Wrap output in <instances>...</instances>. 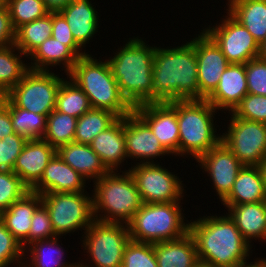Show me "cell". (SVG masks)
Returning <instances> with one entry per match:
<instances>
[{
    "mask_svg": "<svg viewBox=\"0 0 266 267\" xmlns=\"http://www.w3.org/2000/svg\"><path fill=\"white\" fill-rule=\"evenodd\" d=\"M154 102L199 100L198 66L193 39L181 46H156L153 59Z\"/></svg>",
    "mask_w": 266,
    "mask_h": 267,
    "instance_id": "6da1fadb",
    "label": "cell"
},
{
    "mask_svg": "<svg viewBox=\"0 0 266 267\" xmlns=\"http://www.w3.org/2000/svg\"><path fill=\"white\" fill-rule=\"evenodd\" d=\"M189 223L200 262L215 267H240L248 263L252 245L243 238L228 213L203 216Z\"/></svg>",
    "mask_w": 266,
    "mask_h": 267,
    "instance_id": "7a4b0ae2",
    "label": "cell"
},
{
    "mask_svg": "<svg viewBox=\"0 0 266 267\" xmlns=\"http://www.w3.org/2000/svg\"><path fill=\"white\" fill-rule=\"evenodd\" d=\"M129 40L107 61L121 94L134 108L154 102L152 69L156 47L139 37Z\"/></svg>",
    "mask_w": 266,
    "mask_h": 267,
    "instance_id": "3957f363",
    "label": "cell"
},
{
    "mask_svg": "<svg viewBox=\"0 0 266 267\" xmlns=\"http://www.w3.org/2000/svg\"><path fill=\"white\" fill-rule=\"evenodd\" d=\"M92 57H79L66 75L87 95L92 108L110 111L118 118L127 116L134 108L121 94L108 61Z\"/></svg>",
    "mask_w": 266,
    "mask_h": 267,
    "instance_id": "277c9868",
    "label": "cell"
},
{
    "mask_svg": "<svg viewBox=\"0 0 266 267\" xmlns=\"http://www.w3.org/2000/svg\"><path fill=\"white\" fill-rule=\"evenodd\" d=\"M117 172H108L93 181L94 220L128 225L143 201L129 171H120L121 175Z\"/></svg>",
    "mask_w": 266,
    "mask_h": 267,
    "instance_id": "5b68a950",
    "label": "cell"
},
{
    "mask_svg": "<svg viewBox=\"0 0 266 267\" xmlns=\"http://www.w3.org/2000/svg\"><path fill=\"white\" fill-rule=\"evenodd\" d=\"M215 109L206 99L178 100L179 155H191L197 161L202 155L221 142L216 134ZM216 113V114H215Z\"/></svg>",
    "mask_w": 266,
    "mask_h": 267,
    "instance_id": "8992f818",
    "label": "cell"
},
{
    "mask_svg": "<svg viewBox=\"0 0 266 267\" xmlns=\"http://www.w3.org/2000/svg\"><path fill=\"white\" fill-rule=\"evenodd\" d=\"M180 203H143L128 224L130 239L154 244L186 235L190 223L184 222Z\"/></svg>",
    "mask_w": 266,
    "mask_h": 267,
    "instance_id": "52a82bcc",
    "label": "cell"
},
{
    "mask_svg": "<svg viewBox=\"0 0 266 267\" xmlns=\"http://www.w3.org/2000/svg\"><path fill=\"white\" fill-rule=\"evenodd\" d=\"M82 239V247L94 265L78 262L79 267H121L124 249L131 240L128 225L97 220L84 231Z\"/></svg>",
    "mask_w": 266,
    "mask_h": 267,
    "instance_id": "ba28073f",
    "label": "cell"
},
{
    "mask_svg": "<svg viewBox=\"0 0 266 267\" xmlns=\"http://www.w3.org/2000/svg\"><path fill=\"white\" fill-rule=\"evenodd\" d=\"M41 197L57 236L86 231L94 221L92 196L87 195V191L44 193Z\"/></svg>",
    "mask_w": 266,
    "mask_h": 267,
    "instance_id": "9c48e42d",
    "label": "cell"
},
{
    "mask_svg": "<svg viewBox=\"0 0 266 267\" xmlns=\"http://www.w3.org/2000/svg\"><path fill=\"white\" fill-rule=\"evenodd\" d=\"M62 80L52 71L29 69L5 96L18 108L49 115L55 110Z\"/></svg>",
    "mask_w": 266,
    "mask_h": 267,
    "instance_id": "30bf717a",
    "label": "cell"
},
{
    "mask_svg": "<svg viewBox=\"0 0 266 267\" xmlns=\"http://www.w3.org/2000/svg\"><path fill=\"white\" fill-rule=\"evenodd\" d=\"M229 114L230 124L221 142L243 166H258L266 158V125Z\"/></svg>",
    "mask_w": 266,
    "mask_h": 267,
    "instance_id": "8fae6325",
    "label": "cell"
},
{
    "mask_svg": "<svg viewBox=\"0 0 266 267\" xmlns=\"http://www.w3.org/2000/svg\"><path fill=\"white\" fill-rule=\"evenodd\" d=\"M128 171L143 203L180 202L184 197L183 181L159 163H136Z\"/></svg>",
    "mask_w": 266,
    "mask_h": 267,
    "instance_id": "7c38bea8",
    "label": "cell"
},
{
    "mask_svg": "<svg viewBox=\"0 0 266 267\" xmlns=\"http://www.w3.org/2000/svg\"><path fill=\"white\" fill-rule=\"evenodd\" d=\"M221 24L204 31L219 46L229 63L246 64L259 56L260 45L251 33L228 11Z\"/></svg>",
    "mask_w": 266,
    "mask_h": 267,
    "instance_id": "4fadbf2b",
    "label": "cell"
},
{
    "mask_svg": "<svg viewBox=\"0 0 266 267\" xmlns=\"http://www.w3.org/2000/svg\"><path fill=\"white\" fill-rule=\"evenodd\" d=\"M193 38L198 66L199 100L206 99L217 87L222 73L230 64L219 46L204 31Z\"/></svg>",
    "mask_w": 266,
    "mask_h": 267,
    "instance_id": "5bb4252c",
    "label": "cell"
},
{
    "mask_svg": "<svg viewBox=\"0 0 266 267\" xmlns=\"http://www.w3.org/2000/svg\"><path fill=\"white\" fill-rule=\"evenodd\" d=\"M134 111L149 125L170 155L179 156L177 101L146 103L134 107Z\"/></svg>",
    "mask_w": 266,
    "mask_h": 267,
    "instance_id": "9a60e30c",
    "label": "cell"
},
{
    "mask_svg": "<svg viewBox=\"0 0 266 267\" xmlns=\"http://www.w3.org/2000/svg\"><path fill=\"white\" fill-rule=\"evenodd\" d=\"M124 136L127 156L139 159L137 164L154 163L153 159L170 154L134 110L124 117Z\"/></svg>",
    "mask_w": 266,
    "mask_h": 267,
    "instance_id": "2e32d148",
    "label": "cell"
},
{
    "mask_svg": "<svg viewBox=\"0 0 266 267\" xmlns=\"http://www.w3.org/2000/svg\"><path fill=\"white\" fill-rule=\"evenodd\" d=\"M197 162L211 177L214 190L222 201L230 193L243 165L223 142L211 148Z\"/></svg>",
    "mask_w": 266,
    "mask_h": 267,
    "instance_id": "e0dca14e",
    "label": "cell"
},
{
    "mask_svg": "<svg viewBox=\"0 0 266 267\" xmlns=\"http://www.w3.org/2000/svg\"><path fill=\"white\" fill-rule=\"evenodd\" d=\"M87 179L56 153L49 161L40 180L30 189L42 195L44 193L85 192Z\"/></svg>",
    "mask_w": 266,
    "mask_h": 267,
    "instance_id": "ac0fdd59",
    "label": "cell"
},
{
    "mask_svg": "<svg viewBox=\"0 0 266 267\" xmlns=\"http://www.w3.org/2000/svg\"><path fill=\"white\" fill-rule=\"evenodd\" d=\"M56 149L43 139H30L17 157L13 172L31 189L41 178Z\"/></svg>",
    "mask_w": 266,
    "mask_h": 267,
    "instance_id": "d6986e66",
    "label": "cell"
},
{
    "mask_svg": "<svg viewBox=\"0 0 266 267\" xmlns=\"http://www.w3.org/2000/svg\"><path fill=\"white\" fill-rule=\"evenodd\" d=\"M248 94L245 64L230 63L206 100L218 111L232 112Z\"/></svg>",
    "mask_w": 266,
    "mask_h": 267,
    "instance_id": "ffe728a7",
    "label": "cell"
},
{
    "mask_svg": "<svg viewBox=\"0 0 266 267\" xmlns=\"http://www.w3.org/2000/svg\"><path fill=\"white\" fill-rule=\"evenodd\" d=\"M41 204V195L29 190L4 210L3 224L21 243L24 250L29 245V231L33 214Z\"/></svg>",
    "mask_w": 266,
    "mask_h": 267,
    "instance_id": "44dd1931",
    "label": "cell"
},
{
    "mask_svg": "<svg viewBox=\"0 0 266 267\" xmlns=\"http://www.w3.org/2000/svg\"><path fill=\"white\" fill-rule=\"evenodd\" d=\"M89 145L109 172L117 171L118 166H122V162L128 159L124 117L118 118L110 127L100 132Z\"/></svg>",
    "mask_w": 266,
    "mask_h": 267,
    "instance_id": "7402d4cb",
    "label": "cell"
},
{
    "mask_svg": "<svg viewBox=\"0 0 266 267\" xmlns=\"http://www.w3.org/2000/svg\"><path fill=\"white\" fill-rule=\"evenodd\" d=\"M89 0H72L59 11L65 18L76 43L83 49L99 28L98 12Z\"/></svg>",
    "mask_w": 266,
    "mask_h": 267,
    "instance_id": "603a6c76",
    "label": "cell"
},
{
    "mask_svg": "<svg viewBox=\"0 0 266 267\" xmlns=\"http://www.w3.org/2000/svg\"><path fill=\"white\" fill-rule=\"evenodd\" d=\"M243 238L266 242V201L239 205H225Z\"/></svg>",
    "mask_w": 266,
    "mask_h": 267,
    "instance_id": "cb8c5ba5",
    "label": "cell"
},
{
    "mask_svg": "<svg viewBox=\"0 0 266 267\" xmlns=\"http://www.w3.org/2000/svg\"><path fill=\"white\" fill-rule=\"evenodd\" d=\"M154 253L158 267H194L199 262L190 232L178 239L154 243Z\"/></svg>",
    "mask_w": 266,
    "mask_h": 267,
    "instance_id": "d4e9b609",
    "label": "cell"
},
{
    "mask_svg": "<svg viewBox=\"0 0 266 267\" xmlns=\"http://www.w3.org/2000/svg\"><path fill=\"white\" fill-rule=\"evenodd\" d=\"M56 153L87 180L95 181L109 172L90 145L71 142L60 146Z\"/></svg>",
    "mask_w": 266,
    "mask_h": 267,
    "instance_id": "484cf974",
    "label": "cell"
},
{
    "mask_svg": "<svg viewBox=\"0 0 266 267\" xmlns=\"http://www.w3.org/2000/svg\"><path fill=\"white\" fill-rule=\"evenodd\" d=\"M266 201V189L258 166H243L223 205H239Z\"/></svg>",
    "mask_w": 266,
    "mask_h": 267,
    "instance_id": "4316f807",
    "label": "cell"
},
{
    "mask_svg": "<svg viewBox=\"0 0 266 267\" xmlns=\"http://www.w3.org/2000/svg\"><path fill=\"white\" fill-rule=\"evenodd\" d=\"M228 12L251 33L259 45L266 40V0H227Z\"/></svg>",
    "mask_w": 266,
    "mask_h": 267,
    "instance_id": "83f0119b",
    "label": "cell"
},
{
    "mask_svg": "<svg viewBox=\"0 0 266 267\" xmlns=\"http://www.w3.org/2000/svg\"><path fill=\"white\" fill-rule=\"evenodd\" d=\"M29 69L49 71V67L63 65L62 70L68 74L79 58L64 42L52 36L39 45L30 55Z\"/></svg>",
    "mask_w": 266,
    "mask_h": 267,
    "instance_id": "f1b7e54d",
    "label": "cell"
},
{
    "mask_svg": "<svg viewBox=\"0 0 266 267\" xmlns=\"http://www.w3.org/2000/svg\"><path fill=\"white\" fill-rule=\"evenodd\" d=\"M59 238L60 236L58 238L38 240L28 245L27 248H29L24 252H30L28 260L30 263L27 262L28 257L24 258V261L26 259L24 267H79V263L64 262L66 261L64 250L59 244Z\"/></svg>",
    "mask_w": 266,
    "mask_h": 267,
    "instance_id": "f546056e",
    "label": "cell"
},
{
    "mask_svg": "<svg viewBox=\"0 0 266 267\" xmlns=\"http://www.w3.org/2000/svg\"><path fill=\"white\" fill-rule=\"evenodd\" d=\"M21 57L27 56L15 45L0 48V90L4 95L21 81L29 70V65H26Z\"/></svg>",
    "mask_w": 266,
    "mask_h": 267,
    "instance_id": "4dcf8cb0",
    "label": "cell"
},
{
    "mask_svg": "<svg viewBox=\"0 0 266 267\" xmlns=\"http://www.w3.org/2000/svg\"><path fill=\"white\" fill-rule=\"evenodd\" d=\"M52 34V12L16 30L14 45L27 57Z\"/></svg>",
    "mask_w": 266,
    "mask_h": 267,
    "instance_id": "1f68e13d",
    "label": "cell"
},
{
    "mask_svg": "<svg viewBox=\"0 0 266 267\" xmlns=\"http://www.w3.org/2000/svg\"><path fill=\"white\" fill-rule=\"evenodd\" d=\"M118 117L110 111L91 108L77 120L74 142L89 145L102 131L110 127Z\"/></svg>",
    "mask_w": 266,
    "mask_h": 267,
    "instance_id": "d6a6232c",
    "label": "cell"
},
{
    "mask_svg": "<svg viewBox=\"0 0 266 267\" xmlns=\"http://www.w3.org/2000/svg\"><path fill=\"white\" fill-rule=\"evenodd\" d=\"M87 95L70 78L63 79L59 87L55 110L66 113L75 118H80L91 109Z\"/></svg>",
    "mask_w": 266,
    "mask_h": 267,
    "instance_id": "836d02e7",
    "label": "cell"
},
{
    "mask_svg": "<svg viewBox=\"0 0 266 267\" xmlns=\"http://www.w3.org/2000/svg\"><path fill=\"white\" fill-rule=\"evenodd\" d=\"M78 118L53 110L47 117V127L43 140L56 150L65 144L74 142Z\"/></svg>",
    "mask_w": 266,
    "mask_h": 267,
    "instance_id": "e575fe53",
    "label": "cell"
},
{
    "mask_svg": "<svg viewBox=\"0 0 266 267\" xmlns=\"http://www.w3.org/2000/svg\"><path fill=\"white\" fill-rule=\"evenodd\" d=\"M4 98L10 103V118L14 131L28 140L42 139L46 131L48 115L18 108L6 96Z\"/></svg>",
    "mask_w": 266,
    "mask_h": 267,
    "instance_id": "d590c367",
    "label": "cell"
},
{
    "mask_svg": "<svg viewBox=\"0 0 266 267\" xmlns=\"http://www.w3.org/2000/svg\"><path fill=\"white\" fill-rule=\"evenodd\" d=\"M3 3L9 10L15 30L50 13L43 0H4Z\"/></svg>",
    "mask_w": 266,
    "mask_h": 267,
    "instance_id": "8d00e7d4",
    "label": "cell"
},
{
    "mask_svg": "<svg viewBox=\"0 0 266 267\" xmlns=\"http://www.w3.org/2000/svg\"><path fill=\"white\" fill-rule=\"evenodd\" d=\"M121 267H158L154 244L130 240L124 249Z\"/></svg>",
    "mask_w": 266,
    "mask_h": 267,
    "instance_id": "74e56055",
    "label": "cell"
},
{
    "mask_svg": "<svg viewBox=\"0 0 266 267\" xmlns=\"http://www.w3.org/2000/svg\"><path fill=\"white\" fill-rule=\"evenodd\" d=\"M30 189L13 171H0V208L6 210Z\"/></svg>",
    "mask_w": 266,
    "mask_h": 267,
    "instance_id": "f35d334b",
    "label": "cell"
},
{
    "mask_svg": "<svg viewBox=\"0 0 266 267\" xmlns=\"http://www.w3.org/2000/svg\"><path fill=\"white\" fill-rule=\"evenodd\" d=\"M231 113L237 118L266 124V96L247 94Z\"/></svg>",
    "mask_w": 266,
    "mask_h": 267,
    "instance_id": "ab89813d",
    "label": "cell"
},
{
    "mask_svg": "<svg viewBox=\"0 0 266 267\" xmlns=\"http://www.w3.org/2000/svg\"><path fill=\"white\" fill-rule=\"evenodd\" d=\"M24 251L25 250L22 248L21 243L2 223L0 225V265L20 263L21 266L20 264L17 266L24 267L23 259L26 256Z\"/></svg>",
    "mask_w": 266,
    "mask_h": 267,
    "instance_id": "60d3db41",
    "label": "cell"
},
{
    "mask_svg": "<svg viewBox=\"0 0 266 267\" xmlns=\"http://www.w3.org/2000/svg\"><path fill=\"white\" fill-rule=\"evenodd\" d=\"M28 139L13 133L0 140V171H12Z\"/></svg>",
    "mask_w": 266,
    "mask_h": 267,
    "instance_id": "b9f144b4",
    "label": "cell"
},
{
    "mask_svg": "<svg viewBox=\"0 0 266 267\" xmlns=\"http://www.w3.org/2000/svg\"><path fill=\"white\" fill-rule=\"evenodd\" d=\"M248 94L266 96V61L259 57L245 64Z\"/></svg>",
    "mask_w": 266,
    "mask_h": 267,
    "instance_id": "7bdbcfd3",
    "label": "cell"
},
{
    "mask_svg": "<svg viewBox=\"0 0 266 267\" xmlns=\"http://www.w3.org/2000/svg\"><path fill=\"white\" fill-rule=\"evenodd\" d=\"M58 237L53 230L51 218L46 207L41 204L33 214L29 231V245L38 240Z\"/></svg>",
    "mask_w": 266,
    "mask_h": 267,
    "instance_id": "ee69618b",
    "label": "cell"
},
{
    "mask_svg": "<svg viewBox=\"0 0 266 267\" xmlns=\"http://www.w3.org/2000/svg\"><path fill=\"white\" fill-rule=\"evenodd\" d=\"M51 36L60 42H64L78 57L88 53L80 52L82 48L76 43L65 18L59 12H52V34Z\"/></svg>",
    "mask_w": 266,
    "mask_h": 267,
    "instance_id": "f6af8a7d",
    "label": "cell"
},
{
    "mask_svg": "<svg viewBox=\"0 0 266 267\" xmlns=\"http://www.w3.org/2000/svg\"><path fill=\"white\" fill-rule=\"evenodd\" d=\"M16 30L13 27L9 10L2 2L0 4V48L14 45Z\"/></svg>",
    "mask_w": 266,
    "mask_h": 267,
    "instance_id": "bcb514c9",
    "label": "cell"
},
{
    "mask_svg": "<svg viewBox=\"0 0 266 267\" xmlns=\"http://www.w3.org/2000/svg\"><path fill=\"white\" fill-rule=\"evenodd\" d=\"M15 133L10 118V103L4 98L0 104V140Z\"/></svg>",
    "mask_w": 266,
    "mask_h": 267,
    "instance_id": "7dc6e473",
    "label": "cell"
},
{
    "mask_svg": "<svg viewBox=\"0 0 266 267\" xmlns=\"http://www.w3.org/2000/svg\"><path fill=\"white\" fill-rule=\"evenodd\" d=\"M72 0H43L46 8L50 12H59L61 9L65 8L68 3Z\"/></svg>",
    "mask_w": 266,
    "mask_h": 267,
    "instance_id": "c3c4849f",
    "label": "cell"
},
{
    "mask_svg": "<svg viewBox=\"0 0 266 267\" xmlns=\"http://www.w3.org/2000/svg\"><path fill=\"white\" fill-rule=\"evenodd\" d=\"M258 260V261H257ZM256 261H252L250 263H246L245 265H242L240 267H266V259L265 257L263 259H258Z\"/></svg>",
    "mask_w": 266,
    "mask_h": 267,
    "instance_id": "681fc988",
    "label": "cell"
},
{
    "mask_svg": "<svg viewBox=\"0 0 266 267\" xmlns=\"http://www.w3.org/2000/svg\"><path fill=\"white\" fill-rule=\"evenodd\" d=\"M258 168L260 170L261 176H262V180L264 182V186L266 189V158L263 159L259 164H258Z\"/></svg>",
    "mask_w": 266,
    "mask_h": 267,
    "instance_id": "f907efd6",
    "label": "cell"
},
{
    "mask_svg": "<svg viewBox=\"0 0 266 267\" xmlns=\"http://www.w3.org/2000/svg\"><path fill=\"white\" fill-rule=\"evenodd\" d=\"M258 57L266 61V40L260 45V51Z\"/></svg>",
    "mask_w": 266,
    "mask_h": 267,
    "instance_id": "816d5d0a",
    "label": "cell"
},
{
    "mask_svg": "<svg viewBox=\"0 0 266 267\" xmlns=\"http://www.w3.org/2000/svg\"><path fill=\"white\" fill-rule=\"evenodd\" d=\"M194 267H215L213 265H209V264H205V263H202V262H198Z\"/></svg>",
    "mask_w": 266,
    "mask_h": 267,
    "instance_id": "f5cc1de1",
    "label": "cell"
},
{
    "mask_svg": "<svg viewBox=\"0 0 266 267\" xmlns=\"http://www.w3.org/2000/svg\"><path fill=\"white\" fill-rule=\"evenodd\" d=\"M3 213H4V210L0 208V225L3 223Z\"/></svg>",
    "mask_w": 266,
    "mask_h": 267,
    "instance_id": "db71d44e",
    "label": "cell"
},
{
    "mask_svg": "<svg viewBox=\"0 0 266 267\" xmlns=\"http://www.w3.org/2000/svg\"><path fill=\"white\" fill-rule=\"evenodd\" d=\"M5 95L3 92L0 90V104L3 102Z\"/></svg>",
    "mask_w": 266,
    "mask_h": 267,
    "instance_id": "11a10c76",
    "label": "cell"
},
{
    "mask_svg": "<svg viewBox=\"0 0 266 267\" xmlns=\"http://www.w3.org/2000/svg\"><path fill=\"white\" fill-rule=\"evenodd\" d=\"M10 264H11V263H9V264H4V265H0V267H10Z\"/></svg>",
    "mask_w": 266,
    "mask_h": 267,
    "instance_id": "9f6ffc18",
    "label": "cell"
}]
</instances>
